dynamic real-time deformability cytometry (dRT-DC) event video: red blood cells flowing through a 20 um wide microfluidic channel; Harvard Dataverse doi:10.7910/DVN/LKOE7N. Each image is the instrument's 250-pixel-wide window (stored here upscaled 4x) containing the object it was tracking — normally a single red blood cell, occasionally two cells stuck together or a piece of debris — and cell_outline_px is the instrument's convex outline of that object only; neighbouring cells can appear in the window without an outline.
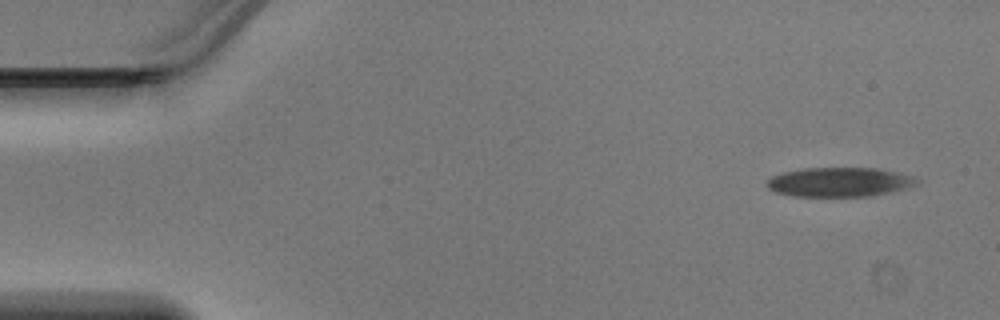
{"species": "Egyptian fruit bat (a non-hibernating species)", "species_latin": "Rousettus aegyptiacus", "temperature_condition": "warm", "stored_images_in_passage": 45, "camera_frame_rate_fps": 3000, "um_per_image_px": 0.085, "animal": {"sex": "male"}, "frame": {"image": 1, "passage_image": 1, "time_ms": 0.0, "image_size_px": [1000, 320], "cell_outline_px": [[920, 184], [908, 188], [892, 192], [872, 196], [792, 196], [776, 192], [768, 188], [768, 180], [772, 176], [784, 172], [804, 168], [876, 168], [896, 172], [920, 180]], "centroid_in_image_um": [71.39, 15.48], "position_along_channel_um": 13.6, "area_um2": 25.55}}
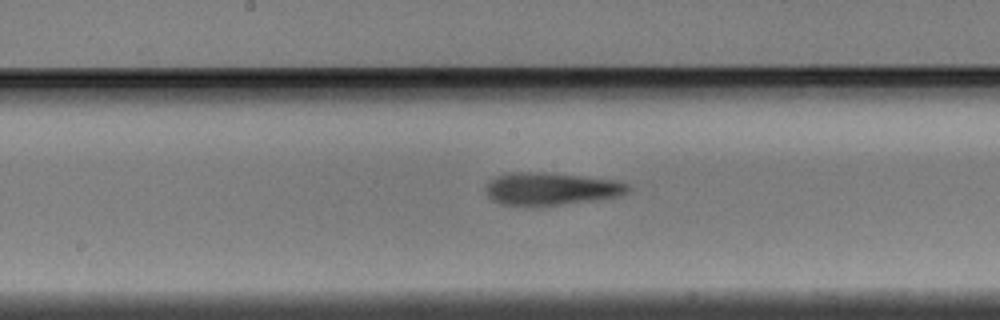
{"frame": {"image": 2, "passage_image": 22, "time_ms": 7.0, "image_size_px": [1000, 320], "cell_outline_px": [[632, 188], [628, 192], [616, 196], [592, 200], [560, 204], [500, 204], [492, 200], [488, 196], [484, 188], [492, 180], [500, 176], [512, 172], [544, 172], [620, 180], [632, 184]], "centroid_in_image_um": [46.91, 16.02], "position_along_channel_um": 201.3, "area_um2": 26.53}}
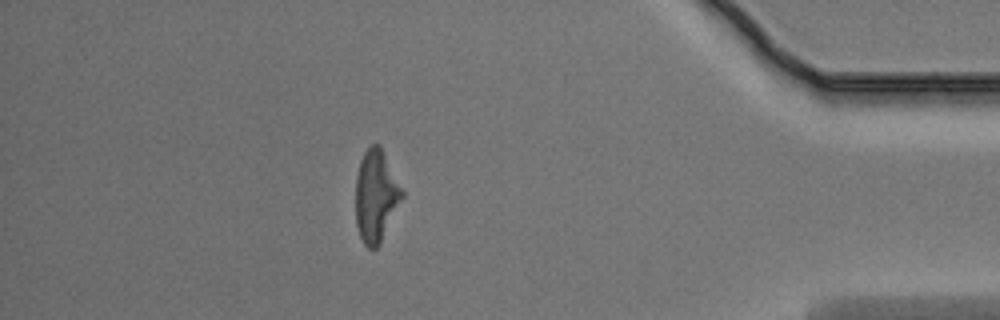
{"frame": {"image": 3, "passage_image": 39, "time_ms": 12.667, "image_size_px": [1000, 320], "cell_outline_px": [[404, 196], [380, 244], [376, 248], [368, 248], [364, 244], [360, 236], [356, 224], [356, 176], [360, 160], [364, 152], [372, 144], [380, 144], [404, 192]], "centroid_in_image_um": [31.96, 16.65], "position_along_channel_um": 403.2, "area_um2": 24.91}}